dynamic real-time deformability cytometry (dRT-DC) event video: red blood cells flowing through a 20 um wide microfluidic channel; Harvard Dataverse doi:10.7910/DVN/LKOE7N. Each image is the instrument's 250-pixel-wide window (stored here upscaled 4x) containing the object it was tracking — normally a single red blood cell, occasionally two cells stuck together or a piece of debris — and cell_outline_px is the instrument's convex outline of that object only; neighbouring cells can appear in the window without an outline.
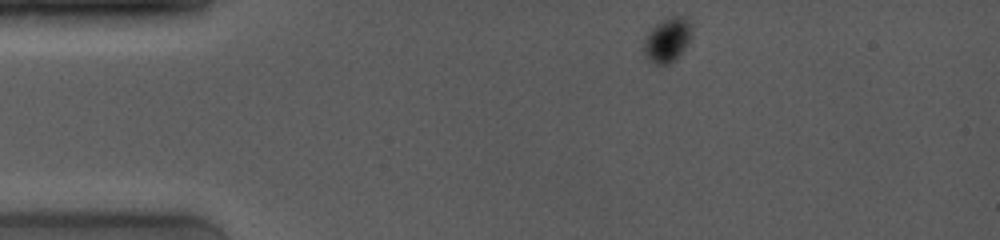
{"species": "common noctule bat (a hibernating species)", "species_latin": "Nyctalus noctula", "temperature_condition": "room temperature", "stored_images_in_passage": 7, "camera_frame_rate_fps": 4000, "um_per_image_px": 0.085, "animal": {"sex": "female", "body_mass_g": 19.0, "forearm_length_mm": 53.3}, "frame": {"image": 1, "passage_image": 1, "time_ms": 0.0, "image_size_px": [1000, 240], "cell_outline_px": [[692, 32], [680, 56], [672, 64], [656, 68], [644, 56], [644, 36], [664, 16], [684, 16], [688, 20]], "centroid_in_image_um": [56.68, 3.45], "position_along_channel_um": 28.3, "area_um2": 12.95}}
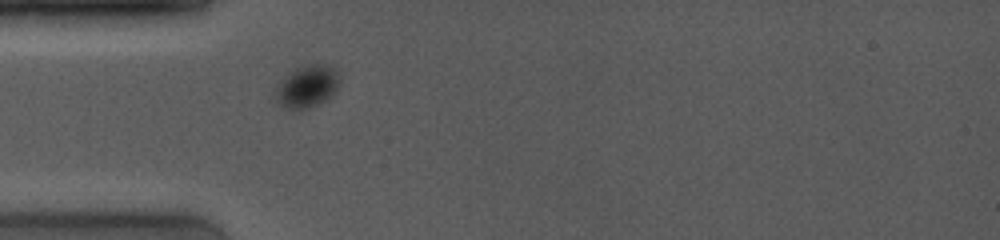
{"frame": {"image": 2, "passage_image": 7, "time_ms": 2.75, "image_size_px": [1000, 240], "cell_outline_px": [[340, 80], [336, 92], [328, 100], [320, 104], [300, 112], [292, 112], [276, 104], [272, 100], [272, 96], [276, 84], [288, 72], [304, 64], [332, 64], [340, 72]], "centroid_in_image_um": [26.06, 7.39], "position_along_channel_um": 58.9, "area_um2": 17.34}}